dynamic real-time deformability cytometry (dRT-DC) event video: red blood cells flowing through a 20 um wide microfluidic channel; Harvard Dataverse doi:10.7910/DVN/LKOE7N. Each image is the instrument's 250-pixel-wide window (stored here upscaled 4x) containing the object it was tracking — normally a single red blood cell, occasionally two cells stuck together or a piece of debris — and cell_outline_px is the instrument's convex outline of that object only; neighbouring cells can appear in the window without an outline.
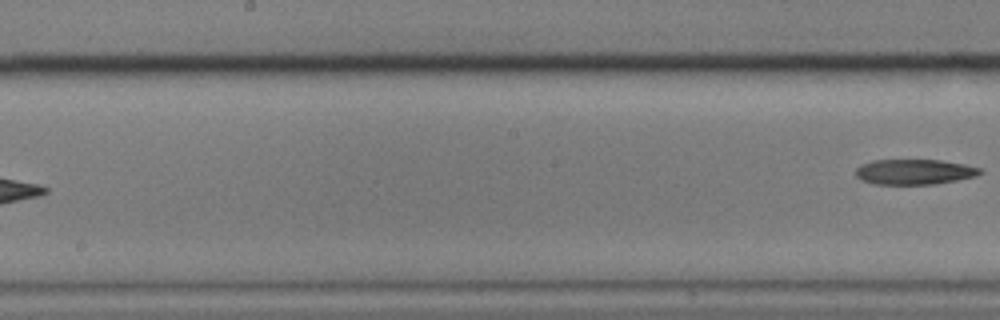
{"species": "common noctule bat (a hibernating species)", "species_latin": "Nyctalus noctula", "temperature_condition": "cold", "stored_images_in_passage": 9, "segment_of_instrument_passage": [2, 2], "camera_frame_rate_fps": 3000, "um_per_image_px": 0.085, "animal": {"sex": "male", "body_mass_g": 17.9}, "frame": {"image": 1, "passage_image": 9, "time_ms": 2.667, "image_size_px": [1000, 320], "cell_outline_px": [[984, 172], [976, 176], [956, 180], [932, 184], [872, 184], [860, 180], [856, 176], [856, 168], [860, 164], [872, 160], [940, 160], [964, 164], [980, 168]], "centroid_in_image_um": [77.68, 14.6], "position_along_channel_um": 170.5, "area_um2": 18.38}}